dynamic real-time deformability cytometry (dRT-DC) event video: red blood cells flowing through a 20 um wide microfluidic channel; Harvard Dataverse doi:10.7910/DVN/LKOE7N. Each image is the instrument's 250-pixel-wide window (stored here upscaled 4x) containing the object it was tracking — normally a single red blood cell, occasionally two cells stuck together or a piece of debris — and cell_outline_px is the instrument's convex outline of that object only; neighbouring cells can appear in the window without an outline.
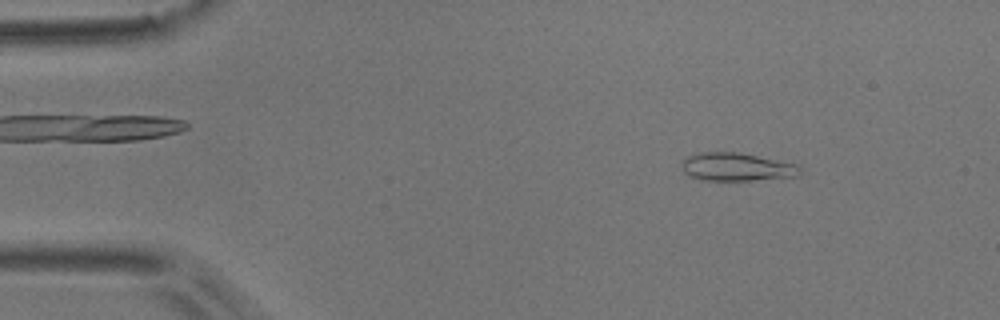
{"species": "common noctule bat (a hibernating species)", "species_latin": "Nyctalus noctula", "temperature_condition": "room temperature", "stored_images_in_passage": 51, "camera_frame_rate_fps": 3000, "um_per_image_px": 0.085, "animal": {"sex": "male", "body_mass_g": 17.9}, "frame": {"image": 1, "passage_image": 5, "time_ms": 1.333, "image_size_px": [1000, 320], "cell_outline_px": [[800, 176], [752, 180], [700, 180], [688, 176], [684, 172], [680, 164], [688, 156], [700, 152], [736, 152], [800, 164]], "centroid_in_image_um": [62.61, 14.19], "position_along_channel_um": 22.4, "area_um2": 19.48}}
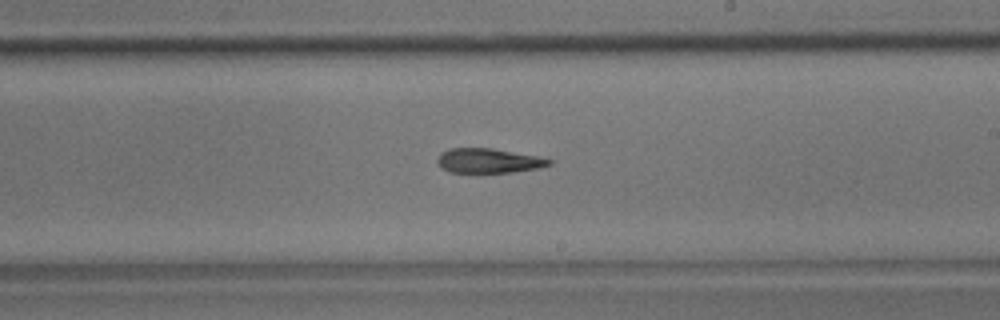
{"frame": {"image": 2, "passage_image": 29, "time_ms": 9.333, "image_size_px": [1000, 320], "cell_outline_px": [[552, 164], [540, 168], [512, 172], [448, 172], [440, 168], [436, 160], [440, 152], [448, 148], [492, 148], [536, 156], [552, 160]], "centroid_in_image_um": [41.47, 13.66], "position_along_channel_um": 247.5, "area_um2": 16.07}}
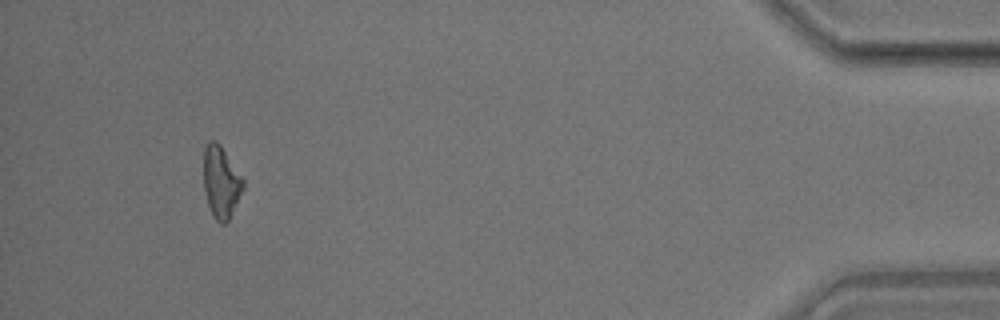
{"frame": {"image": 3, "passage_image": 48, "time_ms": 15.667, "image_size_px": [1000, 320], "cell_outline_px": [[244, 188], [228, 220], [224, 224], [220, 224], [212, 216], [208, 204], [204, 188], [204, 148], [212, 140], [216, 140], [220, 144], [244, 180]], "centroid_in_image_um": [18.79, 15.49], "position_along_channel_um": 416.4, "area_um2": 16.36}}